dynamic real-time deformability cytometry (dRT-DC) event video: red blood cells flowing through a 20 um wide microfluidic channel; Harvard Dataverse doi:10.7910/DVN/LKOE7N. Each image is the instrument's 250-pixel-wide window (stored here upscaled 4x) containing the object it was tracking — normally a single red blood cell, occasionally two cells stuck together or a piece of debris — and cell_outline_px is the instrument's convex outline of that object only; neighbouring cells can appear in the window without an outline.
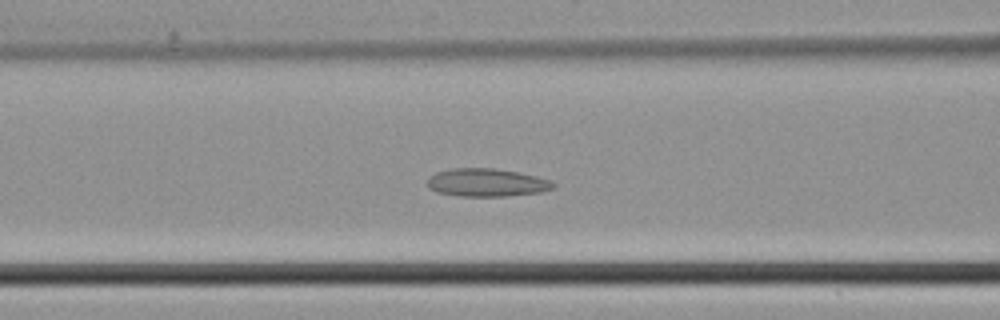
{"species": "common noctule bat (a hibernating species)", "species_latin": "Nyctalus noctula", "temperature_condition": "cold", "stored_images_in_passage": 46, "camera_frame_rate_fps": 3000, "um_per_image_px": 0.085, "animal": {"sex": "male", "body_mass_g": 21.5, "forearm_length_mm": 52.0}, "frame": {"image": 1, "passage_image": 18, "time_ms": 5.667, "image_size_px": [1000, 320], "cell_outline_px": [[556, 184], [552, 188], [540, 192], [508, 196], [460, 196], [436, 192], [428, 188], [428, 176], [436, 172], [452, 168], [492, 168], [520, 172], [552, 180]], "centroid_in_image_um": [41.36, 15.51], "position_along_channel_um": 125.2, "area_um2": 20.69}}
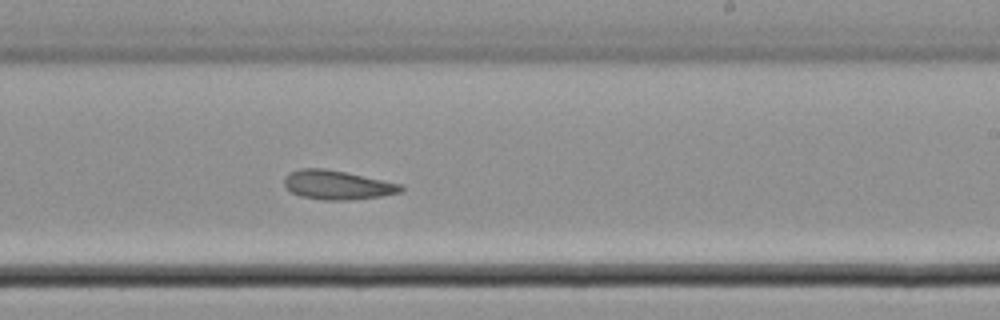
{"frame": {"image": 2, "passage_image": 27, "time_ms": 8.667, "image_size_px": [1000, 320], "cell_outline_px": [[404, 192], [380, 196], [348, 200], [324, 200], [300, 196], [292, 192], [284, 184], [284, 176], [288, 172], [300, 168], [324, 168], [344, 172], [400, 184], [404, 188]], "centroid_in_image_um": [28.64, 15.72], "position_along_channel_um": 260.4, "area_um2": 19.65}}
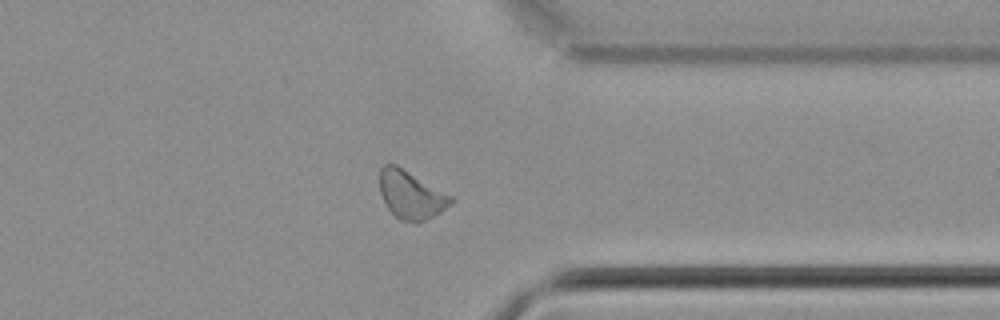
{"frame": {"image": 3, "passage_image": 35, "time_ms": 11.333, "image_size_px": [1000, 320], "cell_outline_px": [[456, 200], [452, 204], [440, 212], [416, 224], [400, 220], [388, 208], [380, 192], [380, 168], [384, 164], [396, 164], [452, 196]], "centroid_in_image_um": [34.94, 16.57], "position_along_channel_um": 376.5, "area_um2": 19.88}}